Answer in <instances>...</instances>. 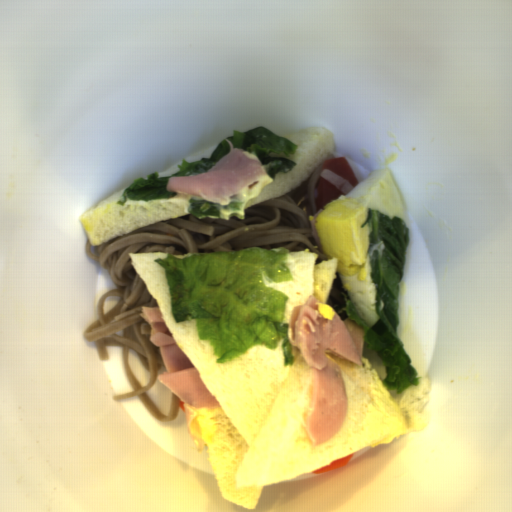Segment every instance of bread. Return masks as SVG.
Returning a JSON list of instances; mask_svg holds the SVG:
<instances>
[{"label":"bread","mask_w":512,"mask_h":512,"mask_svg":"<svg viewBox=\"0 0 512 512\" xmlns=\"http://www.w3.org/2000/svg\"><path fill=\"white\" fill-rule=\"evenodd\" d=\"M283 138L296 145L295 154L285 156L284 153H270V157H284L296 165L292 167L291 171L276 173L275 180L264 185L262 191L249 200L244 209L284 196L306 181L323 162L333 157V135L325 127L317 125L304 128L300 132L292 133Z\"/></svg>","instance_id":"b6be36c0"},{"label":"bread","mask_w":512,"mask_h":512,"mask_svg":"<svg viewBox=\"0 0 512 512\" xmlns=\"http://www.w3.org/2000/svg\"><path fill=\"white\" fill-rule=\"evenodd\" d=\"M161 252L129 253L177 346L196 366L220 408L194 409L189 425L204 442L219 495L255 510L264 487L297 478L364 447L391 443L426 423L391 398V389L369 359L360 366L327 353L342 373L347 414L339 432L314 445L302 423L313 382L312 371L291 346L286 365L283 341L277 349L250 347L238 357L217 362L208 340L200 339L196 319L177 323L166 272L155 259Z\"/></svg>","instance_id":"8d2b1439"},{"label":"bread","mask_w":512,"mask_h":512,"mask_svg":"<svg viewBox=\"0 0 512 512\" xmlns=\"http://www.w3.org/2000/svg\"><path fill=\"white\" fill-rule=\"evenodd\" d=\"M179 164H182V159L177 162L175 165L161 171V172H158V177H165V176H170V175H174L176 174L177 172H179V168H178V165Z\"/></svg>","instance_id":"23157a8e"},{"label":"bread","mask_w":512,"mask_h":512,"mask_svg":"<svg viewBox=\"0 0 512 512\" xmlns=\"http://www.w3.org/2000/svg\"><path fill=\"white\" fill-rule=\"evenodd\" d=\"M126 188L99 202L79 218L91 245L98 246L107 241L181 216L193 214L189 201L196 197L177 192L167 199L122 200Z\"/></svg>","instance_id":"cb027b5d"},{"label":"bread","mask_w":512,"mask_h":512,"mask_svg":"<svg viewBox=\"0 0 512 512\" xmlns=\"http://www.w3.org/2000/svg\"><path fill=\"white\" fill-rule=\"evenodd\" d=\"M217 146H210L208 148L200 150V151H198V152H196V153H194V154L184 158L183 160H187L188 162H194V161H197V160L202 159V158H210L212 151L214 149H216Z\"/></svg>","instance_id":"c6332bfd"},{"label":"bread","mask_w":512,"mask_h":512,"mask_svg":"<svg viewBox=\"0 0 512 512\" xmlns=\"http://www.w3.org/2000/svg\"><path fill=\"white\" fill-rule=\"evenodd\" d=\"M318 253L290 251L285 259L292 278L281 283H270L263 278L268 287L283 292L288 298L284 307V319L287 323L289 340L292 338L290 319L295 307L305 304L311 296L326 305L338 272V259H329L316 263Z\"/></svg>","instance_id":"2504dc21"}]
</instances>
